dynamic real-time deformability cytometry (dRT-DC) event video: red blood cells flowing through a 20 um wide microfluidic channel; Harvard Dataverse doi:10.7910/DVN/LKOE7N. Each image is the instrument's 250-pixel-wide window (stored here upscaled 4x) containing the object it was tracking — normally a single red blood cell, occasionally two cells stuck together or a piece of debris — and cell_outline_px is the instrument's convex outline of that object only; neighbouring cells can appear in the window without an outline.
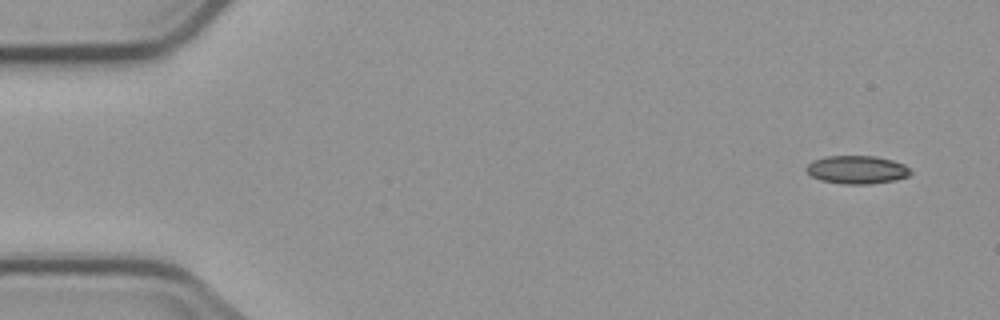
{"species": "common noctule bat (a hibernating species)", "species_latin": "Nyctalus noctula", "temperature_condition": "cold", "stored_images_in_passage": 5, "camera_frame_rate_fps": 3000, "um_per_image_px": 0.085, "animal": {"sex": "male", "body_mass_g": 23.1, "forearm_length_mm": 52.7}, "frame": {"image": 1, "passage_image": 5, "time_ms": 6.0, "image_size_px": [1000, 320], "cell_outline_px": [[912, 172], [908, 176], [896, 180], [868, 184], [844, 184], [820, 180], [812, 176], [804, 168], [812, 160], [824, 156], [876, 156], [892, 160], [904, 164]], "centroid_in_image_um": [72.82, 14.42], "position_along_channel_um": 12.2, "area_um2": 17.17}}